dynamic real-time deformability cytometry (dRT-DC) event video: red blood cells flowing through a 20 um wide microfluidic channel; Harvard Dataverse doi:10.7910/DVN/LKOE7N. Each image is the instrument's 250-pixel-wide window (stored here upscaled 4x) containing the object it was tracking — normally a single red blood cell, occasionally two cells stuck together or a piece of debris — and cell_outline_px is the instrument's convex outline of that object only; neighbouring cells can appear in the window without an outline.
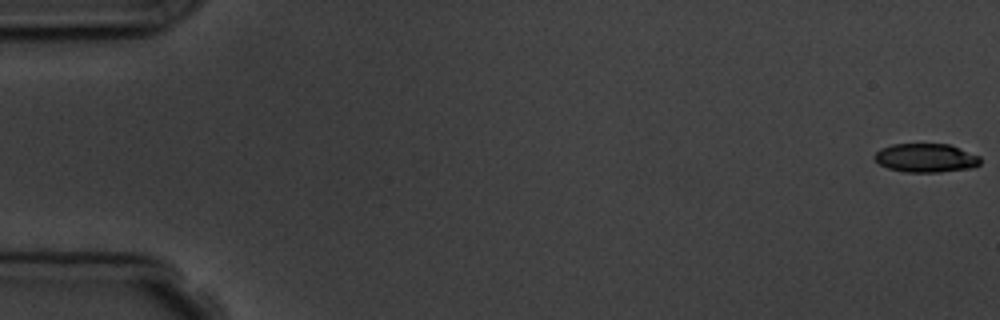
{"species": "common noctule bat (a hibernating species)", "species_latin": "Nyctalus noctula", "temperature_condition": "room temperature", "stored_images_in_passage": 8, "camera_frame_rate_fps": 3000, "um_per_image_px": 0.085, "animal": {"sex": "male", "body_mass_g": 19.5, "forearm_length_mm": 54.6}, "frame": {"image": 1, "passage_image": 1, "time_ms": 0.0, "image_size_px": [1000, 320], "cell_outline_px": [[980, 164], [972, 168], [940, 172], [904, 172], [888, 168], [880, 164], [872, 156], [880, 148], [892, 144], [948, 144], [980, 156]], "centroid_in_image_um": [78.68, 13.42], "position_along_channel_um": 6.3, "area_um2": 17.74}}